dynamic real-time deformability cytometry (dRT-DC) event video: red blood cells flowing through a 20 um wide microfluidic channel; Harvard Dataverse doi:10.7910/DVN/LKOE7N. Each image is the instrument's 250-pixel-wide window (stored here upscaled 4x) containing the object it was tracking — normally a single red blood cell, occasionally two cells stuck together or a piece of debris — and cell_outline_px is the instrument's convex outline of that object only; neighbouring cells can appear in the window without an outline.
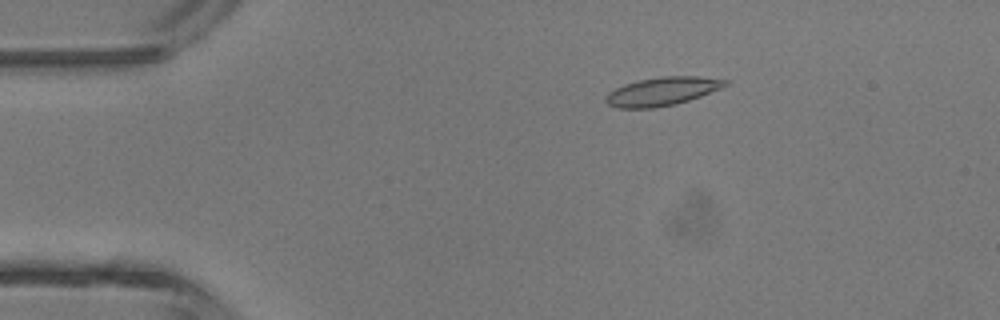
{"species": "common noctule bat (a hibernating species)", "species_latin": "Nyctalus noctula", "temperature_condition": "room temperature", "stored_images_in_passage": 4, "camera_frame_rate_fps": 3000, "um_per_image_px": 0.085, "animal": {"sex": "male", "body_mass_g": 13.3}, "frame": {"image": 1, "passage_image": 2, "time_ms": 1.0, "image_size_px": [1000, 320], "cell_outline_px": [[728, 84], [720, 88], [700, 96], [676, 104], [652, 108], [616, 108], [608, 104], [604, 100], [604, 96], [608, 92], [624, 84], [640, 80], [660, 76], [700, 76], [728, 80]], "centroid_in_image_um": [56.25, 7.76], "position_along_channel_um": 28.8, "area_um2": 19.77}}
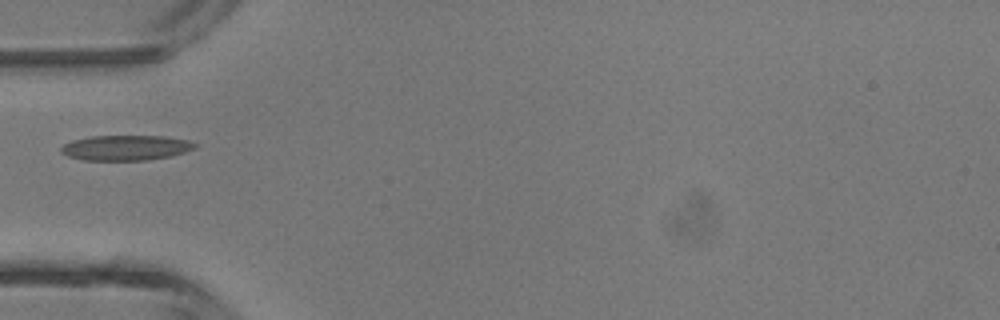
{"frame": {"image": 2, "passage_image": 4, "time_ms": 3.333, "image_size_px": [1000, 320], "cell_outline_px": [[196, 148], [172, 156], [148, 160], [84, 160], [68, 156], [60, 152], [60, 148], [64, 144], [72, 140], [92, 136], [164, 136], [188, 140], [196, 144]], "centroid_in_image_um": [10.69, 12.56], "position_along_channel_um": 74.3, "area_um2": 19.65}}